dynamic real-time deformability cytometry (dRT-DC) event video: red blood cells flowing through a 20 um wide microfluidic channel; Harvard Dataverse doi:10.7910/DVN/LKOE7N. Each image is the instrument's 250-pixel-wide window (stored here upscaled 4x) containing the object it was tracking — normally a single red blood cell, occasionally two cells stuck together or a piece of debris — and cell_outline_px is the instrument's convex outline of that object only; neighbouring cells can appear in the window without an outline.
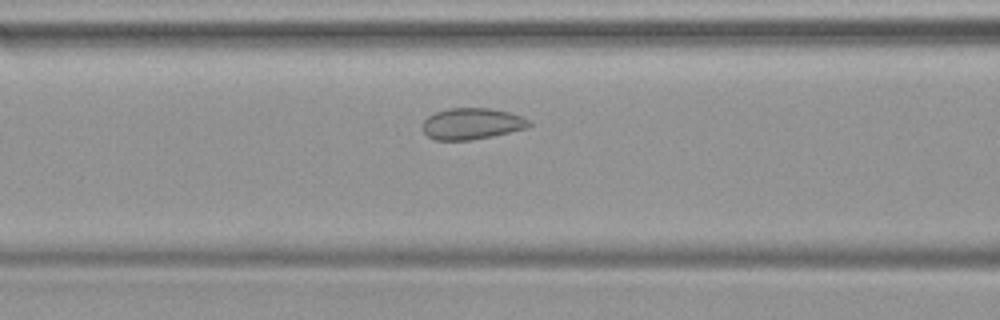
{"species": "common noctule bat (a hibernating species)", "species_latin": "Nyctalus noctula", "temperature_condition": "warm", "stored_images_in_passage": 35, "camera_frame_rate_fps": 3000, "um_per_image_px": 0.085, "animal": {"sex": "female", "body_mass_g": 19.9}, "frame": {"image": 1, "passage_image": 13, "time_ms": 4.0, "image_size_px": [1000, 320], "cell_outline_px": [[532, 124], [528, 128], [492, 136], [472, 140], [436, 140], [428, 136], [424, 132], [424, 120], [428, 116], [436, 112], [448, 108], [488, 108], [508, 112], [520, 116], [528, 120]], "centroid_in_image_um": [40.11, 10.52], "position_along_channel_um": 126.5, "area_um2": 19.31}}
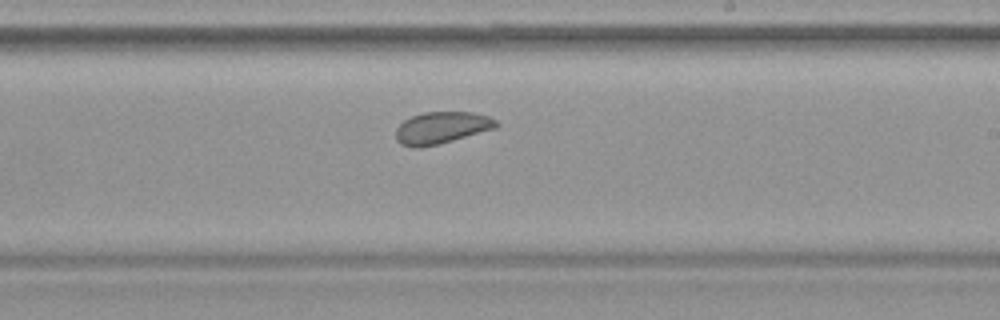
{"frame": {"image": 2, "passage_image": 22, "time_ms": 7.0, "image_size_px": [1000, 320], "cell_outline_px": [[500, 124], [496, 128], [440, 144], [416, 148], [412, 148], [400, 144], [396, 140], [396, 128], [404, 120], [412, 116], [424, 112], [472, 112], [488, 116], [496, 120]], "centroid_in_image_um": [37.53, 10.87], "position_along_channel_um": 251.5, "area_um2": 18.79}}
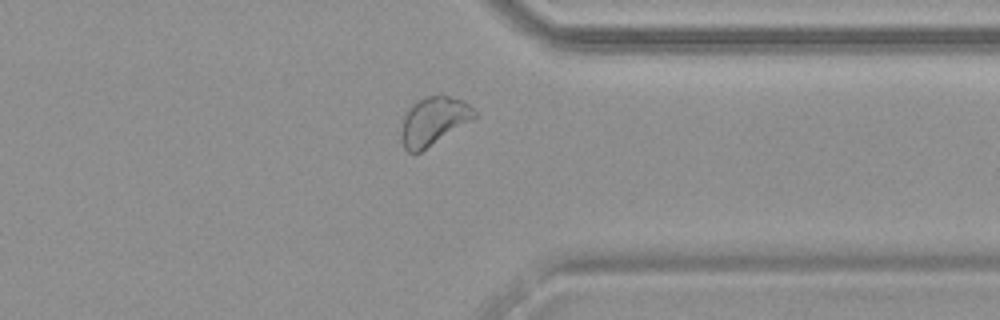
{"frame": {"image": 3, "passage_image": 31, "time_ms": 10.0, "image_size_px": [1000, 320], "cell_outline_px": [[476, 116], [420, 152], [408, 152], [404, 148], [400, 136], [400, 132], [404, 116], [408, 108], [412, 104], [424, 96], [448, 96], [464, 100], [476, 112]], "centroid_in_image_um": [36.8, 10.27], "position_along_channel_um": 374.6, "area_um2": 20.11}}